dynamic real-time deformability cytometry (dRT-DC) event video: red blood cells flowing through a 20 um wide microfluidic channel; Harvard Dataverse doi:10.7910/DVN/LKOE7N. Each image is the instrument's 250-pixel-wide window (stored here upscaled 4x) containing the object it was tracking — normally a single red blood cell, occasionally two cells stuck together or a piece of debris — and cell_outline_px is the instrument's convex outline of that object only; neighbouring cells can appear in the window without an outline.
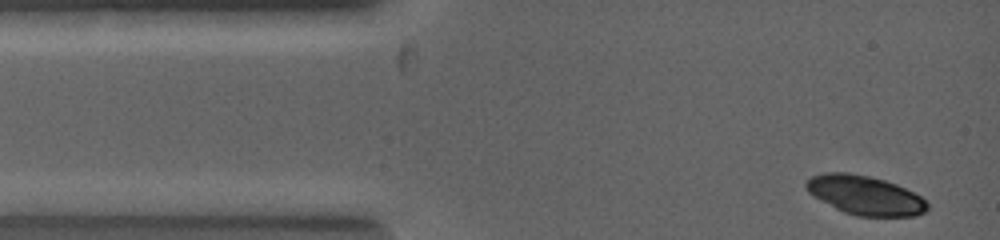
{"species": "common noctule bat (a hibernating species)", "species_latin": "Nyctalus noctula", "temperature_condition": "warm", "stored_images_in_passage": 5, "camera_frame_rate_fps": 5000, "um_per_image_px": 0.085, "animal": {"sex": "female", "body_mass_g": 19.0, "forearm_length_mm": 53.3}, "frame": {"image": 1, "passage_image": 1, "time_ms": 0.0, "image_size_px": [1000, 240], "cell_outline_px": [[928, 208], [924, 212], [916, 216], [856, 216], [844, 212], [836, 208], [808, 192], [804, 184], [812, 176], [824, 172], [848, 172], [868, 176], [884, 180], [896, 184], [920, 196], [928, 204]], "centroid_in_image_um": [73.53, 16.59], "position_along_channel_um": 11.5, "area_um2": 27.34}}
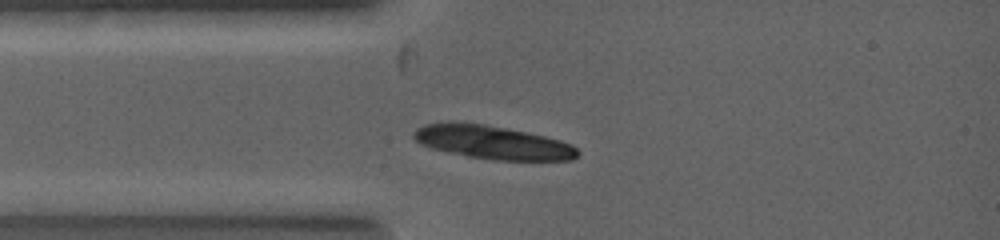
{"frame": {"image": 2, "passage_image": 5, "time_ms": 1.4, "image_size_px": [1000, 240], "cell_outline_px": [[580, 152], [572, 160], [492, 160], [468, 156], [448, 152], [432, 148], [416, 140], [412, 136], [412, 132], [416, 128], [424, 124], [448, 120], [456, 120], [484, 124], [528, 132], [560, 140], [572, 144]], "centroid_in_image_um": [41.83, 12.07], "position_along_channel_um": 43.2, "area_um2": 32.31}}